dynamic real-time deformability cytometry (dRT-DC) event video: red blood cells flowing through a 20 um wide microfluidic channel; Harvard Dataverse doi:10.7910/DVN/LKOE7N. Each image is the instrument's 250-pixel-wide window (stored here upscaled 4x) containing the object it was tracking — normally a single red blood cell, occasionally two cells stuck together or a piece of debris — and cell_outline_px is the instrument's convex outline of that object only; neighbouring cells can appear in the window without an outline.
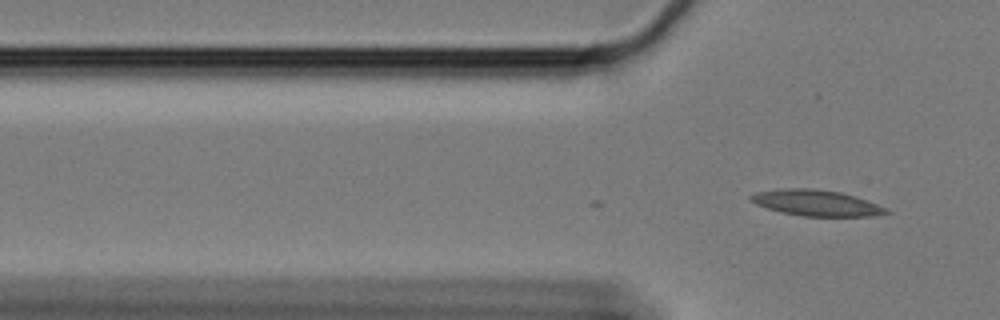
{"species": "Egyptian fruit bat (a non-hibernating species)", "species_latin": "Rousettus aegyptiacus", "temperature_condition": "cold", "stored_images_in_passage": 3, "camera_frame_rate_fps": 3000, "um_per_image_px": 0.085, "animal": {"sex": "female"}, "frame": {"image": 1, "passage_image": 3, "time_ms": 0.667, "image_size_px": [1000, 320], "cell_outline_px": [[892, 212], [872, 216], [800, 216], [780, 212], [756, 204], [748, 196], [756, 192], [780, 188], [812, 188], [840, 192], [856, 196], [876, 204]], "centroid_in_image_um": [69.35, 17.24], "position_along_channel_um": 56.4, "area_um2": 20.4}}